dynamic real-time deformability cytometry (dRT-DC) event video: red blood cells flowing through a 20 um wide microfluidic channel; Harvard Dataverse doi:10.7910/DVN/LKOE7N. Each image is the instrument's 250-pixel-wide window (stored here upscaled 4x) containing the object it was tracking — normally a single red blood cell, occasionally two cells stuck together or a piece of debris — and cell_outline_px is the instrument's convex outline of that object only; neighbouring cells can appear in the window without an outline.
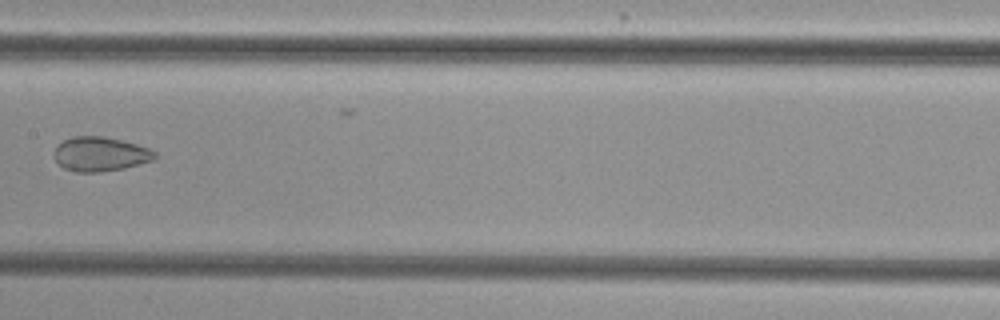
{"species": "common noctule bat (a hibernating species)", "species_latin": "Nyctalus noctula", "temperature_condition": "cold", "stored_images_in_passage": 7, "camera_frame_rate_fps": 3000, "um_per_image_px": 0.085, "animal": {"sex": "female", "body_mass_g": 29.2, "forearm_length_mm": 56.3}, "frame": {"image": 1, "passage_image": 7, "time_ms": 7.667, "image_size_px": [1000, 320], "cell_outline_px": [[156, 156], [152, 160], [124, 168], [100, 172], [76, 172], [64, 168], [56, 160], [52, 152], [56, 144], [72, 136], [104, 136], [136, 144], [148, 148], [156, 152]], "centroid_in_image_um": [8.47, 13.09], "position_along_channel_um": 198.9, "area_um2": 20.17}}